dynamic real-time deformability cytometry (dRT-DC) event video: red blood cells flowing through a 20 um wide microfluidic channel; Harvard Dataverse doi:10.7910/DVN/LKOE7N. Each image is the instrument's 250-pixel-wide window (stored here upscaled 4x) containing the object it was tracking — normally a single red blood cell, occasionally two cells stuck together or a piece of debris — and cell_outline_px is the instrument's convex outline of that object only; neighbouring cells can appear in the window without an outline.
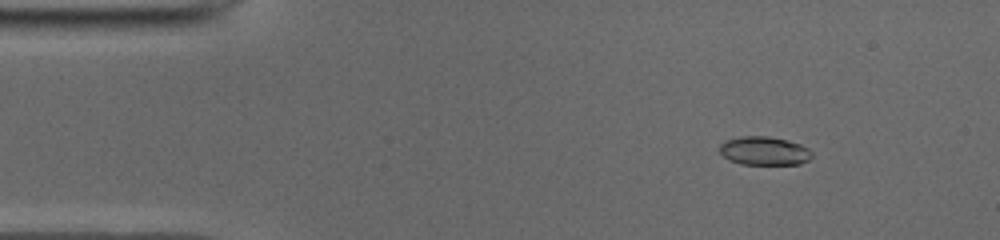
{"species": "common noctule bat (a hibernating species)", "species_latin": "Nyctalus noctula", "temperature_condition": "cold", "stored_images_in_passage": 50, "camera_frame_rate_fps": 3000, "um_per_image_px": 0.085, "animal": {"sex": "male", "body_mass_g": 19.0, "forearm_length_mm": 50.8}, "frame": {"image": 1, "passage_image": 6, "time_ms": 1.667, "image_size_px": [1000, 240], "cell_outline_px": [[812, 156], [808, 160], [800, 164], [740, 164], [728, 160], [720, 152], [720, 144], [728, 140], [740, 136], [768, 136], [788, 140], [800, 144], [808, 148], [812, 152]], "centroid_in_image_um": [64.97, 12.82], "position_along_channel_um": 20.0, "area_um2": 15.37}}
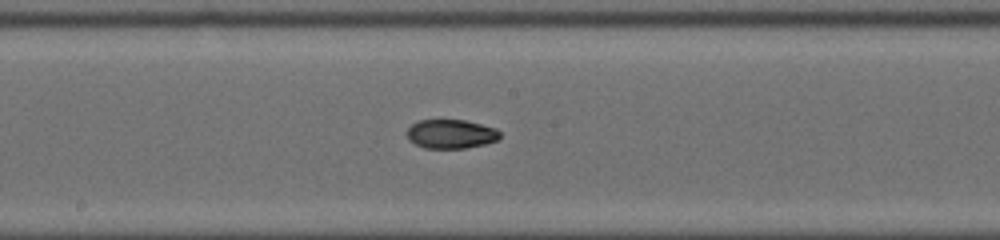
{"frame": {"image": 2, "passage_image": 26, "time_ms": 8.333, "image_size_px": [1000, 240], "cell_outline_px": [[500, 136], [496, 140], [484, 144], [464, 148], [424, 148], [408, 140], [408, 128], [412, 124], [420, 120], [464, 120], [496, 128], [500, 132]], "centroid_in_image_um": [38.32, 11.39], "position_along_channel_um": 209.9, "area_um2": 15.55}}
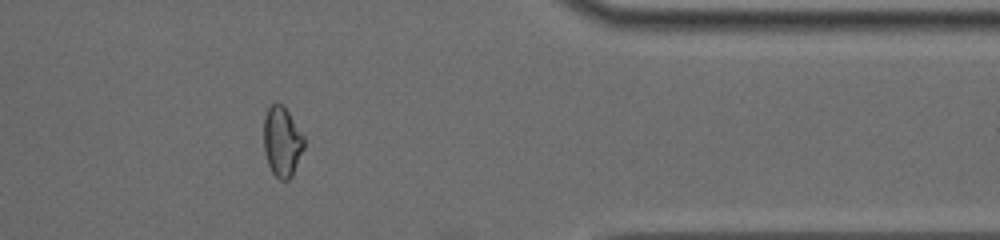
{"frame": {"image": 3, "passage_image": 41, "time_ms": 13.333, "image_size_px": [1000, 240], "cell_outline_px": [[304, 148], [292, 176], [288, 180], [280, 180], [272, 172], [268, 164], [264, 148], [264, 116], [268, 108], [272, 104], [280, 104], [288, 112], [304, 136]], "centroid_in_image_um": [23.97, 12.06], "position_along_channel_um": 387.4, "area_um2": 16.24}, "authors_computed_cell_mechanics": {"area_um2": 16.2129, "velocity_mm_per_s": 3.9679, "shape_relaxation_time_tau1_ms": null, "shape_relaxation_time_tau2_ms": 2.6393, "deformation_change_tau1": null, "deformation_change_tau2": 0.0649}}